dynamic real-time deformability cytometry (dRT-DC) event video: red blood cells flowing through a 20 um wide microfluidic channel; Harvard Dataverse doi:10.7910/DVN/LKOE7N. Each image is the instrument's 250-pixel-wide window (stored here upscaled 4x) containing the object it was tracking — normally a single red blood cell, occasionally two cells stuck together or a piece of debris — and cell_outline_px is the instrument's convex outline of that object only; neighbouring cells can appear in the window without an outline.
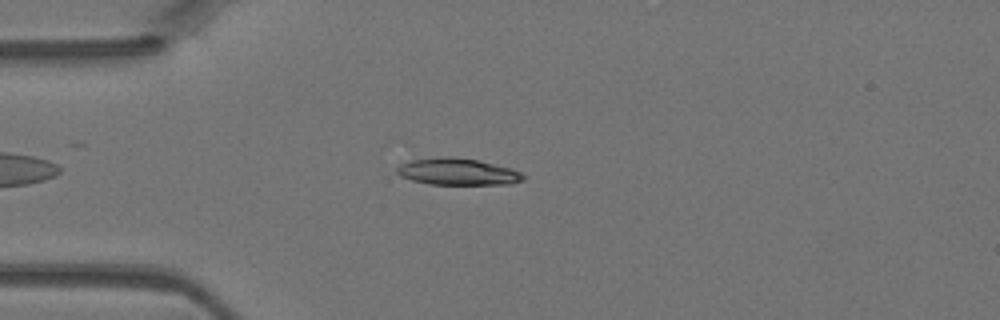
{"species": "Egyptian fruit bat (a non-hibernating species)", "species_latin": "Rousettus aegyptiacus", "temperature_condition": "warm", "stored_images_in_passage": 33, "camera_frame_rate_fps": 3000, "um_per_image_px": 0.085, "animal": {"sex": "female"}, "frame": {"image": 1, "passage_image": 7, "time_ms": 2.0, "image_size_px": [1000, 320], "cell_outline_px": [[524, 180], [512, 184], [428, 184], [412, 180], [400, 176], [396, 172], [396, 168], [400, 164], [412, 160], [444, 156], [448, 156], [480, 160], [512, 168], [520, 172], [524, 176]], "centroid_in_image_um": [38.91, 14.59], "position_along_channel_um": 46.1, "area_um2": 19.77}}
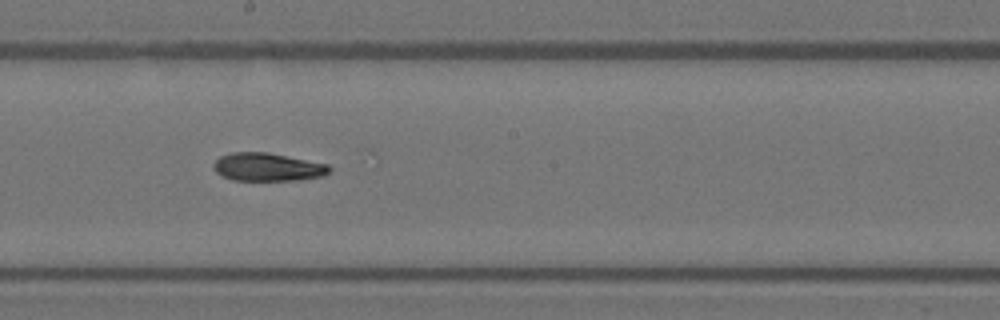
{"frame": {"image": 2, "passage_image": 20, "time_ms": 6.333, "image_size_px": [1000, 320], "cell_outline_px": [[332, 172], [324, 176], [300, 180], [232, 180], [216, 172], [212, 164], [220, 156], [232, 152], [268, 152], [328, 164], [332, 168]], "centroid_in_image_um": [22.79, 14.2], "position_along_channel_um": 225.4, "area_um2": 19.13}}
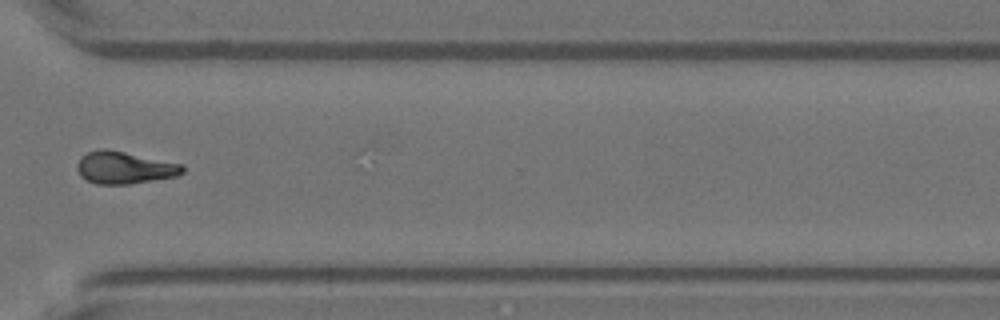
{"frame": {"image": 3, "passage_image": 29, "time_ms": 9.333, "image_size_px": [1000, 320], "cell_outline_px": [[184, 172], [176, 176], [128, 184], [96, 184], [80, 176], [76, 168], [76, 164], [80, 156], [88, 152], [100, 148], [104, 148], [184, 164]], "centroid_in_image_um": [10.55, 14.24], "position_along_channel_um": 360.1, "area_um2": 19.83}}